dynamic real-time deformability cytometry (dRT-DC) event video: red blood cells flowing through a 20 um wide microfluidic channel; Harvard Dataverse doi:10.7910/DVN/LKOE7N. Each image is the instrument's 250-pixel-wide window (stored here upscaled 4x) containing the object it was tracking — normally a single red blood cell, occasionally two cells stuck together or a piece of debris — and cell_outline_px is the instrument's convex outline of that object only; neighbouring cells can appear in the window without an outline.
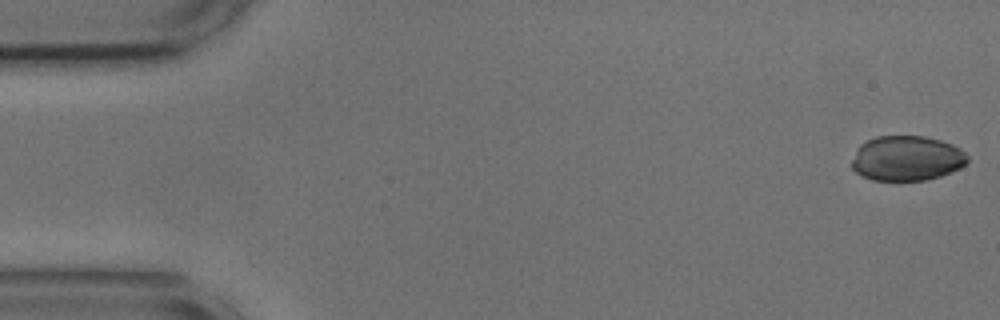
{"species": "common noctule bat (a hibernating species)", "species_latin": "Nyctalus noctula", "temperature_condition": "cold", "stored_images_in_passage": 46, "camera_frame_rate_fps": 3000, "um_per_image_px": 0.085, "animal": {"sex": "male", "body_mass_g": 17.9, "forearm_length_mm": 54.2}, "frame": {"image": 1, "passage_image": 1, "time_ms": 0.0, "image_size_px": [1000, 320], "cell_outline_px": [[968, 160], [960, 168], [940, 176], [928, 180], [872, 180], [856, 172], [852, 168], [852, 160], [860, 144], [876, 136], [924, 136], [940, 140], [952, 144], [960, 148], [968, 156]], "centroid_in_image_um": [77.08, 13.45], "position_along_channel_um": 7.9, "area_um2": 30.23}}
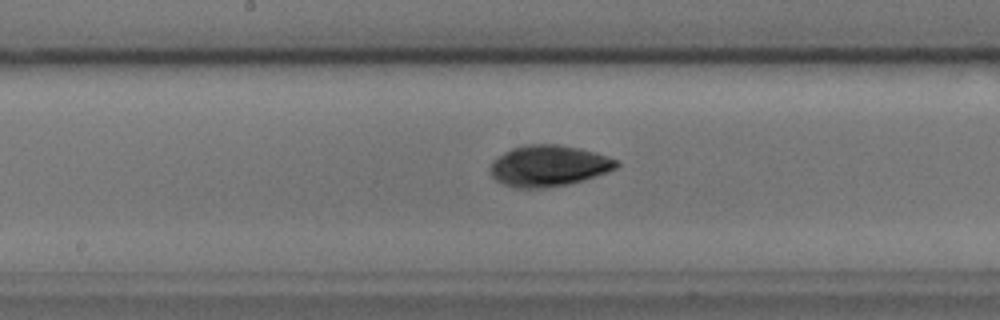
{"frame": {"image": 2, "passage_image": 27, "time_ms": 8.667, "image_size_px": [1000, 320], "cell_outline_px": [[620, 164], [616, 168], [608, 172], [584, 180], [568, 184], [544, 188], [512, 188], [496, 180], [492, 176], [488, 168], [492, 160], [504, 152], [512, 148], [524, 144], [556, 144], [580, 148], [596, 152], [608, 156], [616, 160]], "centroid_in_image_um": [46.61, 14.09], "position_along_channel_um": 201.6, "area_um2": 30.58}}
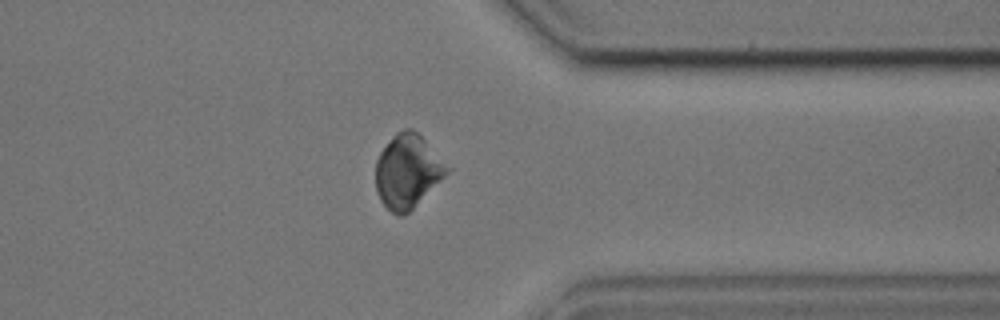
{"frame": {"image": 3, "passage_image": 42, "time_ms": 13.667, "image_size_px": [1000, 320], "cell_outline_px": [[452, 168], [404, 216], [400, 216], [392, 212], [380, 200], [376, 192], [376, 160], [380, 152], [392, 136], [396, 132], [404, 128], [412, 128]], "centroid_in_image_um": [34.62, 14.54], "position_along_channel_um": 376.8, "area_um2": 30.17}}